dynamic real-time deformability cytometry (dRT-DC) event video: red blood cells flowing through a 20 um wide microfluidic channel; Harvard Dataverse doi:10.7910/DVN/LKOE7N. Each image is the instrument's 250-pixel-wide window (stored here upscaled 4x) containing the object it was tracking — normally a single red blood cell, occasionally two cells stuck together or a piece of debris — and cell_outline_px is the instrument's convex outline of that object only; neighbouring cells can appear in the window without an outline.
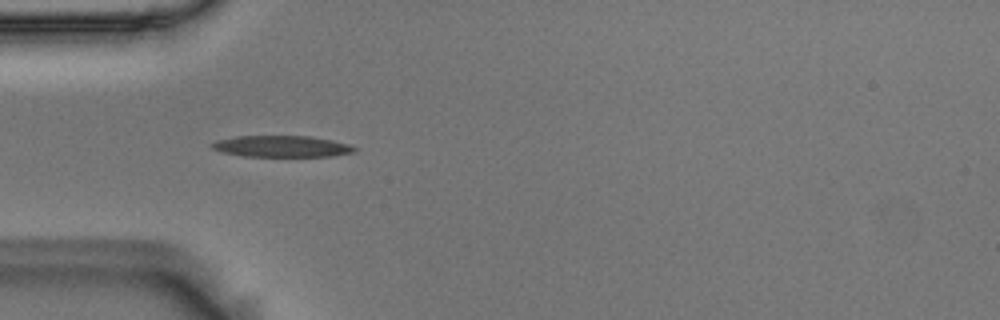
{"species": "Egyptian fruit bat (a non-hibernating species)", "species_latin": "Rousettus aegyptiacus", "temperature_condition": "room temperature", "stored_images_in_passage": 5, "camera_frame_rate_fps": 3000, "um_per_image_px": 0.085, "animal": {"sex": "male"}, "frame": {"image": 1, "passage_image": 4, "time_ms": 1.0, "image_size_px": [1000, 320], "cell_outline_px": [[356, 152], [332, 156], [244, 156], [224, 152], [212, 148], [208, 144], [216, 140], [236, 136], [312, 136], [332, 140], [348, 144], [356, 148]], "centroid_in_image_um": [23.94, 12.43], "position_along_channel_um": 61.1, "area_um2": 17.74}}
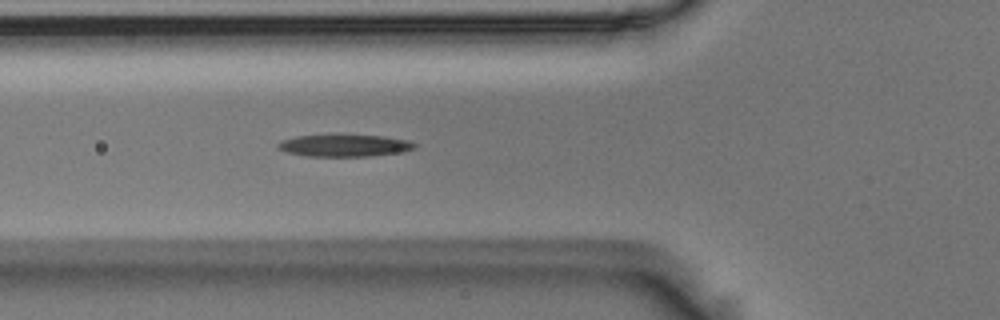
{"frame": {"image": 2, "passage_image": 5, "time_ms": 1.333, "image_size_px": [1000, 320], "cell_outline_px": [[416, 144], [412, 148], [400, 152], [368, 156], [308, 156], [288, 152], [280, 148], [276, 144], [280, 140], [296, 136], [332, 132], [340, 132], [384, 136], [408, 140]], "centroid_in_image_um": [29.22, 12.31], "position_along_channel_um": 96.6, "area_um2": 18.32}}